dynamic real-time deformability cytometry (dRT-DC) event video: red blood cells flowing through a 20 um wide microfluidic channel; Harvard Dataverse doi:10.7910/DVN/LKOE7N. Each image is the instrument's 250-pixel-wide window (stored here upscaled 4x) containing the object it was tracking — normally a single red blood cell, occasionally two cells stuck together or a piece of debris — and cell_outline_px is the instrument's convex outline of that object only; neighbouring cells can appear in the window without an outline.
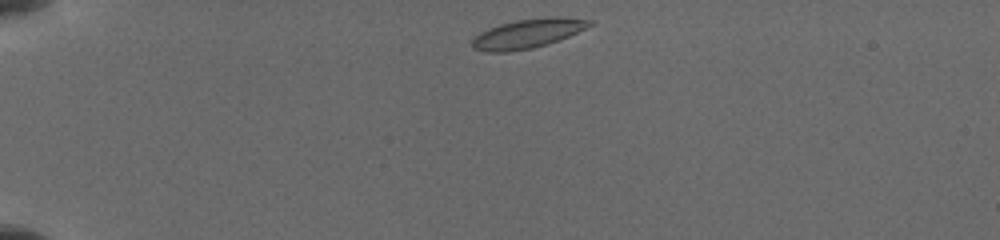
{"species": "common noctule bat (a hibernating species)", "species_latin": "Nyctalus noctula", "temperature_condition": "cold", "stored_images_in_passage": 9, "camera_frame_rate_fps": 3000, "um_per_image_px": 0.085, "animal": {"sex": "female", "body_mass_g": 19.5, "forearm_length_mm": 54.1}, "frame": {"image": 1, "passage_image": 1, "time_ms": 0.0, "image_size_px": [1000, 240], "cell_outline_px": [[592, 24], [568, 36], [548, 44], [532, 48], [508, 52], [484, 52], [472, 48], [472, 40], [480, 32], [500, 24], [516, 20], [556, 16], [592, 20]], "centroid_in_image_um": [44.81, 2.86], "position_along_channel_um": 40.2, "area_um2": 19.77}}